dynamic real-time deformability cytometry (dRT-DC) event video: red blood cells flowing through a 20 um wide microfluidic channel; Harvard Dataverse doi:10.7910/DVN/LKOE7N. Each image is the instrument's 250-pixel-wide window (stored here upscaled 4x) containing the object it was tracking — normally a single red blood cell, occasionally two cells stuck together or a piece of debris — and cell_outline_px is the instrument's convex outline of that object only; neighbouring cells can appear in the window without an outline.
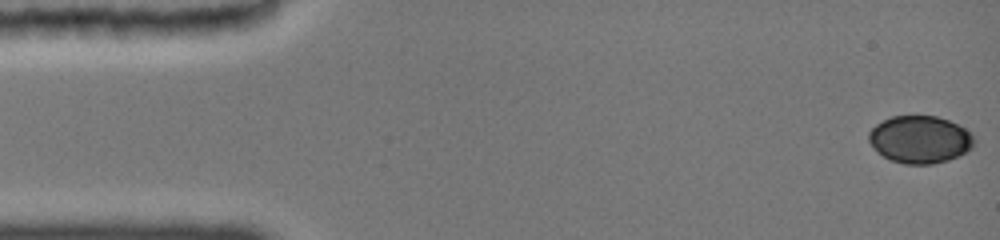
{"species": "common noctule bat (a hibernating species)", "species_latin": "Nyctalus noctula", "temperature_condition": "cold", "stored_images_in_passage": 42, "camera_frame_rate_fps": 3000, "um_per_image_px": 0.085, "animal": {"sex": "female", "body_mass_g": 19.0, "forearm_length_mm": 51.5}, "frame": {"image": 1, "passage_image": 1, "time_ms": 0.0, "image_size_px": [1000, 240], "cell_outline_px": [[976, 140], [972, 148], [968, 152], [948, 160], [932, 164], [904, 164], [892, 160], [884, 156], [868, 140], [868, 132], [876, 124], [892, 116], [936, 116], [948, 120], [964, 128]], "centroid_in_image_um": [78.22, 11.86], "position_along_channel_um": 6.8, "area_um2": 28.9}}
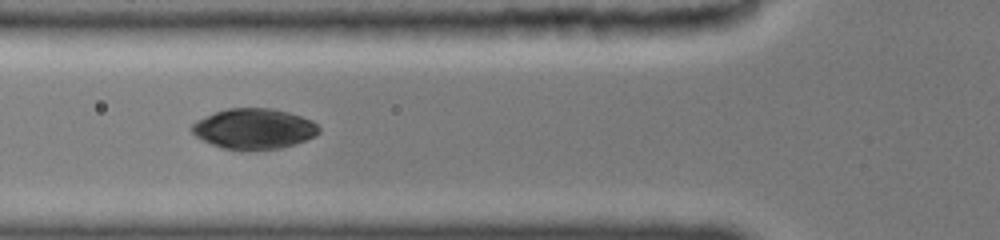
{"frame": {"image": 2, "passage_image": 29, "time_ms": 5.667, "image_size_px": [1000, 240], "cell_outline_px": [[320, 132], [316, 136], [296, 144], [280, 148], [248, 152], [240, 152], [224, 148], [212, 144], [196, 136], [192, 132], [192, 124], [196, 120], [216, 112], [228, 108], [272, 108], [288, 112], [312, 120], [320, 128]], "centroid_in_image_um": [21.61, 10.97], "position_along_channel_um": 104.2, "area_um2": 30.35}}
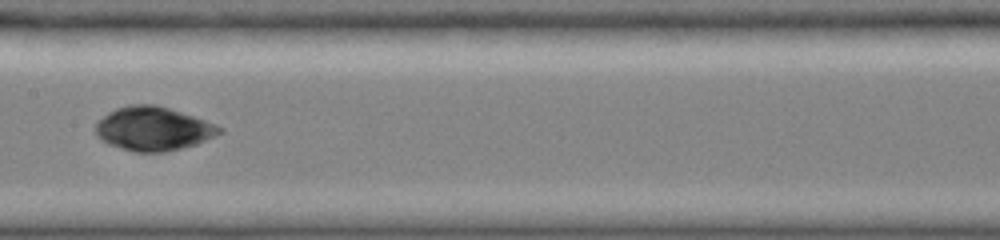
{"frame": {"image": 3, "passage_image": 41, "time_ms": 8.0, "image_size_px": [1000, 240], "cell_outline_px": [[224, 132], [196, 144], [164, 152], [132, 152], [108, 144], [96, 132], [96, 124], [104, 116], [116, 108], [128, 104], [156, 104], [204, 120], [224, 128]], "centroid_in_image_um": [13.04, 10.94], "position_along_channel_um": 194.4, "area_um2": 31.27}}